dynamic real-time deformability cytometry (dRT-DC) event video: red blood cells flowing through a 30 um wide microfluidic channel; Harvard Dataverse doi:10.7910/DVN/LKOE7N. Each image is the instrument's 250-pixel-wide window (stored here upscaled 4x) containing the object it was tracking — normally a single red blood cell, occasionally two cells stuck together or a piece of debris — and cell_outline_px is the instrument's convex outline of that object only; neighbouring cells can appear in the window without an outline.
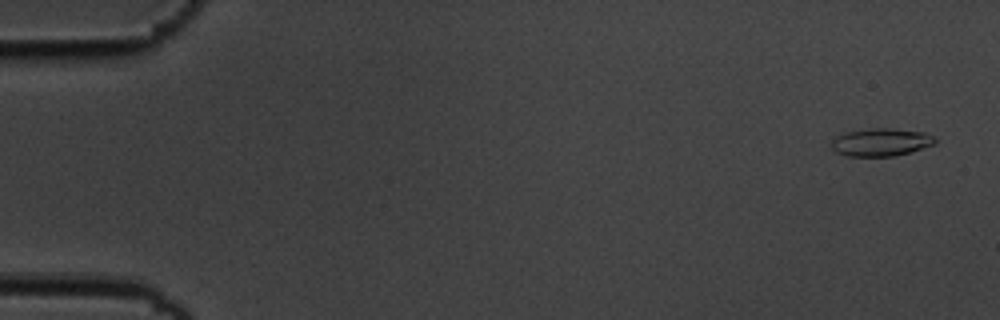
{"species": "common noctule bat (a hibernating species)", "species_latin": "Nyctalus noctula", "temperature_condition": "cold", "stored_images_in_passage": 5, "camera_frame_rate_fps": 3000, "um_per_image_px": 0.085, "animal": {"sex": "male", "body_mass_g": 19.5, "forearm_length_mm": 54.6}, "frame": {"image": 1, "passage_image": 1, "time_ms": 0.0, "image_size_px": [1000, 320], "cell_outline_px": [[936, 144], [908, 152], [892, 156], [848, 156], [836, 152], [832, 148], [832, 140], [836, 136], [844, 132], [872, 128], [888, 128], [924, 132], [936, 136]], "centroid_in_image_um": [74.89, 12.08], "position_along_channel_um": 10.1, "area_um2": 16.76}}